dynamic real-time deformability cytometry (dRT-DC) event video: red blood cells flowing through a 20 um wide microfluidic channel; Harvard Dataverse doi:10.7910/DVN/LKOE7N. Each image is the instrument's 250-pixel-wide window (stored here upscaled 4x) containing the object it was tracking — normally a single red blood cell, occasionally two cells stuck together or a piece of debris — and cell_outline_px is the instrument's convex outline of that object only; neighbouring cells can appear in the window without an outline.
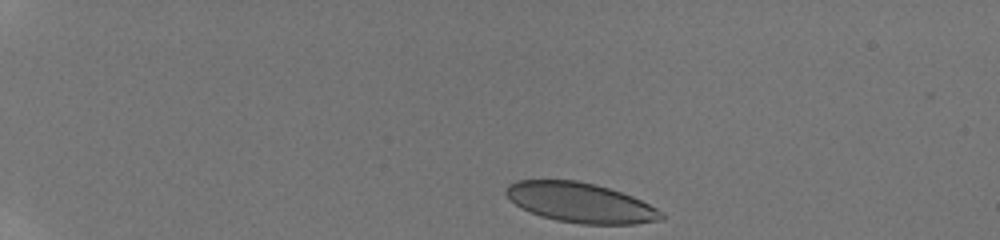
{"species": "human", "species_latin": "Homo sapiens", "temperature_condition": "room temperature", "stored_images_in_passage": 40, "camera_frame_rate_fps": 3000, "um_per_image_px": 0.085, "donor": {"sex": "male"}, "frame": {"image": 1, "passage_image": 1, "time_ms": 0.0, "image_size_px": [1000, 240], "cell_outline_px": [[664, 220], [636, 224], [580, 224], [556, 220], [540, 216], [516, 204], [504, 192], [504, 188], [508, 184], [516, 180], [576, 180], [596, 184], [632, 196], [664, 212]], "centroid_in_image_um": [49.36, 17.23], "position_along_channel_um": 35.6, "area_um2": 36.01}}
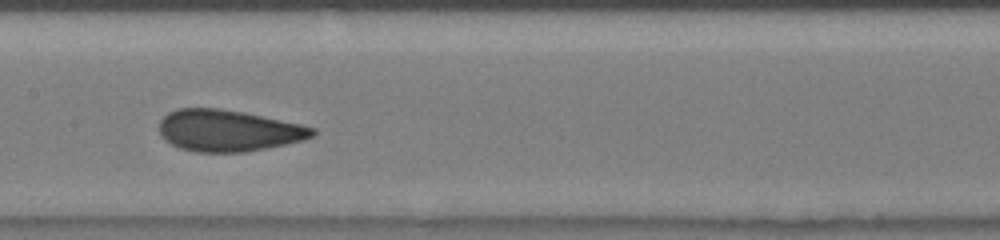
{"frame": {"image": 2, "passage_image": 20, "time_ms": 6.333, "image_size_px": [1000, 240], "cell_outline_px": [[316, 132], [312, 136], [304, 140], [244, 152], [196, 152], [180, 148], [164, 140], [160, 136], [160, 120], [168, 112], [176, 108], [220, 108], [244, 112], [300, 124], [316, 128]], "centroid_in_image_um": [19.37, 11.09], "position_along_channel_um": 188.0, "area_um2": 37.05}}
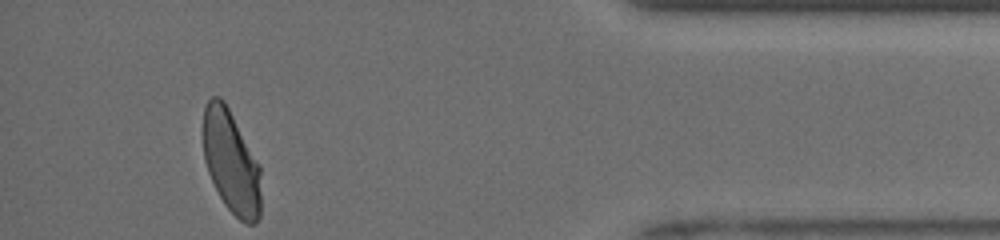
{"frame": {"image": 3, "passage_image": 40, "time_ms": 13.0, "image_size_px": [1000, 240], "cell_outline_px": [[260, 216], [256, 224], [248, 224], [240, 220], [224, 204], [208, 172], [204, 160], [200, 128], [204, 108], [208, 100], [212, 96], [220, 96], [224, 100], [260, 164]], "centroid_in_image_um": [19.61, 13.71], "position_along_channel_um": 415.6, "area_um2": 35.37}, "authors_computed_cell_mechanics": {"area_um2": 37.0498, "velocity_mm_per_s": 3.9598, "shape_relaxation_time_tau1_ms": 4.6928, "shape_relaxation_time_tau2_ms": 0.6837, "deformation_change_tau1": 0.1499, "deformation_change_tau2": 0.0556}}